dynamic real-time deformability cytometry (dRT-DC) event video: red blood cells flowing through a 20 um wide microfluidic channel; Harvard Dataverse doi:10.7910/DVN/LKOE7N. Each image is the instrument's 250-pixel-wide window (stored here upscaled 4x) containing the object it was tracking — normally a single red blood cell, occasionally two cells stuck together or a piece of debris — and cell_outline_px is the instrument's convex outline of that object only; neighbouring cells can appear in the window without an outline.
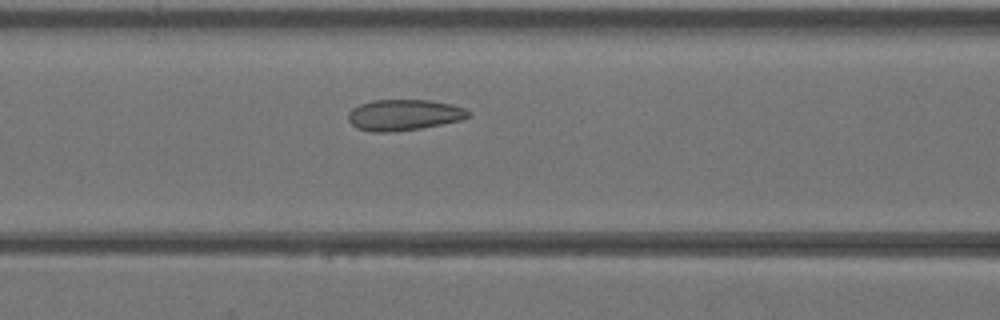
{"species": "Egyptian fruit bat (a non-hibernating species)", "species_latin": "Rousettus aegyptiacus", "temperature_condition": "warm", "stored_images_in_passage": 37, "camera_frame_rate_fps": 3000, "um_per_image_px": 0.085, "animal": {"sex": "female"}, "frame": {"image": 1, "passage_image": 13, "time_ms": 4.0, "image_size_px": [1000, 320], "cell_outline_px": [[472, 116], [460, 120], [420, 128], [392, 132], [372, 132], [356, 128], [348, 120], [348, 112], [352, 108], [360, 104], [372, 100], [428, 100], [452, 104], [464, 108], [472, 112]], "centroid_in_image_um": [34.33, 9.77], "position_along_channel_um": 132.3, "area_um2": 21.79}}
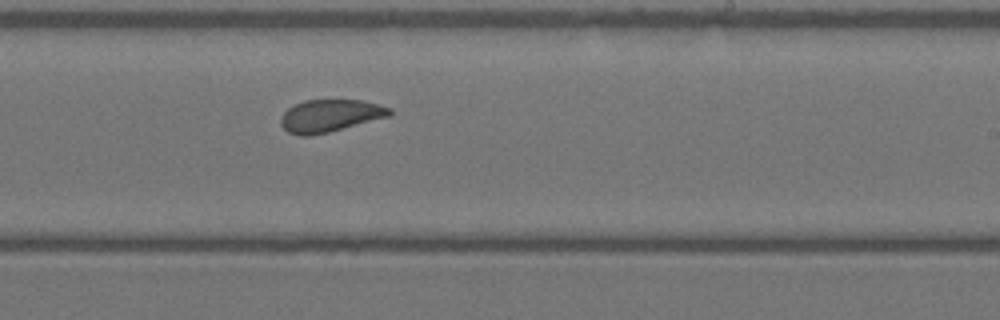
{"frame": {"image": 2, "passage_image": 21, "time_ms": 6.667, "image_size_px": [1000, 320], "cell_outline_px": [[392, 116], [328, 132], [308, 136], [300, 136], [288, 132], [280, 124], [280, 116], [288, 108], [304, 100], [364, 100], [380, 104], [392, 108]], "centroid_in_image_um": [28.09, 9.83], "position_along_channel_um": 260.9, "area_um2": 20.75}}
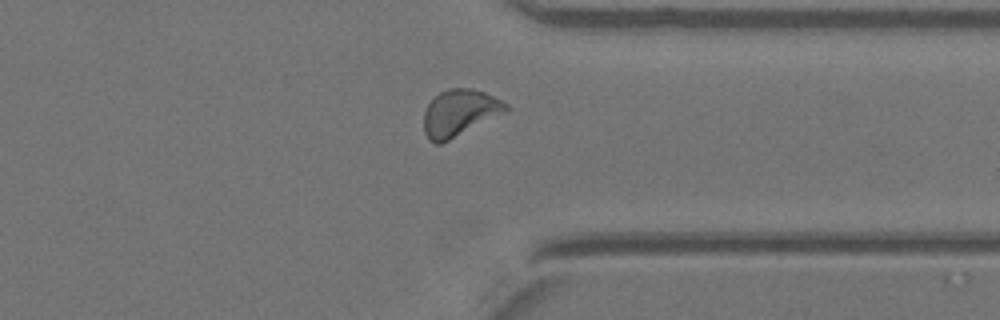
{"frame": {"image": 3, "passage_image": 28, "time_ms": 9.0, "image_size_px": [1000, 320], "cell_outline_px": [[508, 112], [440, 144], [436, 144], [428, 140], [424, 132], [424, 112], [428, 104], [440, 92], [448, 88], [472, 88], [484, 92], [508, 104]], "centroid_in_image_um": [39.07, 9.6], "position_along_channel_um": 372.3, "area_um2": 22.31}}